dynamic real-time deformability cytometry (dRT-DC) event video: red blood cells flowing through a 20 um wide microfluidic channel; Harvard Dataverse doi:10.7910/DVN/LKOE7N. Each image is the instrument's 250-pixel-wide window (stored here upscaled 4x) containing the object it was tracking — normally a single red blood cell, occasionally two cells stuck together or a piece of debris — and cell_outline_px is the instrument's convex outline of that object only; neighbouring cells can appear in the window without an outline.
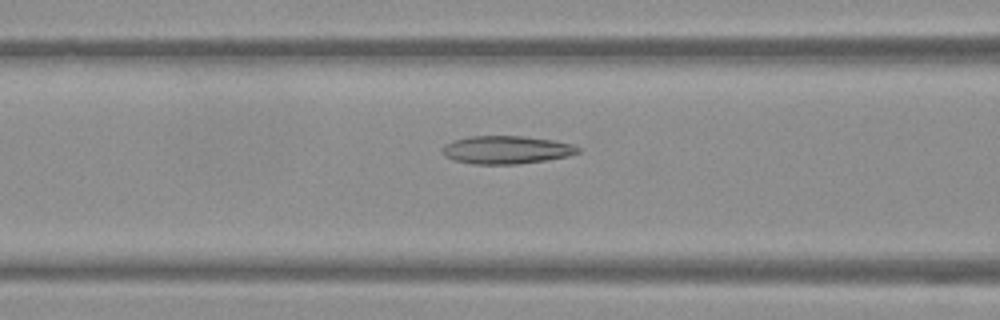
{"species": "Egyptian fruit bat (a non-hibernating species)", "species_latin": "Rousettus aegyptiacus", "temperature_condition": "warm", "stored_images_in_passage": 49, "camera_frame_rate_fps": 3000, "um_per_image_px": 0.085, "frame": {"image": 1, "passage_image": 17, "time_ms": 5.333, "image_size_px": [1000, 320], "cell_outline_px": [[580, 152], [568, 156], [544, 160], [516, 164], [472, 164], [452, 160], [444, 156], [440, 148], [444, 144], [468, 136], [524, 136], [552, 140], [572, 144], [580, 148]], "centroid_in_image_um": [43.0, 12.73], "position_along_channel_um": 123.6, "area_um2": 22.2}}
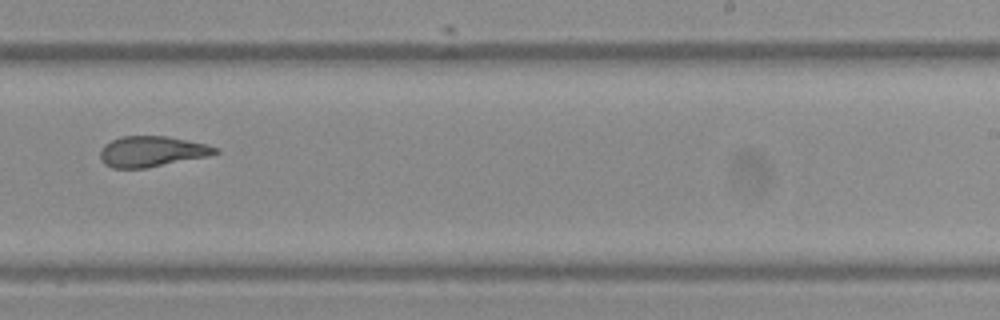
{"frame": {"image": 2, "passage_image": 29, "time_ms": 9.333, "image_size_px": [1000, 320], "cell_outline_px": [[220, 152], [208, 156], [144, 168], [112, 168], [104, 164], [100, 160], [100, 152], [104, 144], [120, 136], [168, 136], [208, 144], [216, 148]], "centroid_in_image_um": [12.88, 12.87], "position_along_channel_um": 276.1, "area_um2": 20.52}}
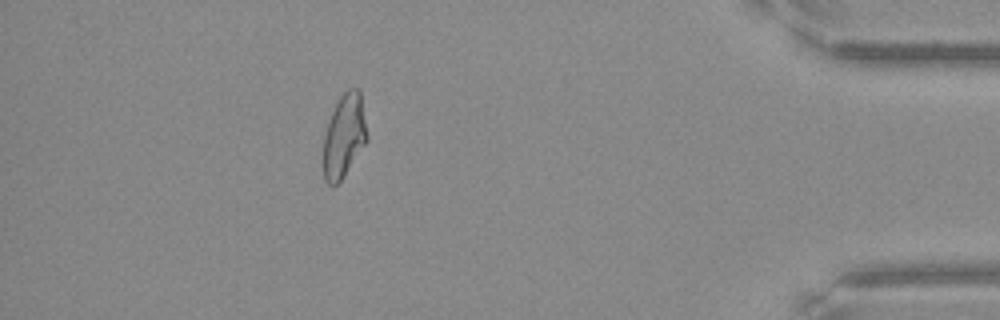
{"frame": {"image": 3, "passage_image": 43, "time_ms": 14.0, "image_size_px": [1000, 320], "cell_outline_px": [[368, 140], [344, 176], [336, 184], [328, 184], [324, 180], [324, 136], [332, 112], [340, 96], [348, 88], [356, 88], [360, 92], [368, 136]], "centroid_in_image_um": [29.26, 11.55], "position_along_channel_um": 405.9, "area_um2": 20.92}, "authors_computed_cell_mechanics": {"area_um2": 21.9062, "velocity_mm_per_s": 3.8164, "shape_relaxation_time_tau1_ms": null, "shape_relaxation_time_tau2_ms": 2.4937, "deformation_change_tau1": null, "deformation_change_tau2": 0.0958}}